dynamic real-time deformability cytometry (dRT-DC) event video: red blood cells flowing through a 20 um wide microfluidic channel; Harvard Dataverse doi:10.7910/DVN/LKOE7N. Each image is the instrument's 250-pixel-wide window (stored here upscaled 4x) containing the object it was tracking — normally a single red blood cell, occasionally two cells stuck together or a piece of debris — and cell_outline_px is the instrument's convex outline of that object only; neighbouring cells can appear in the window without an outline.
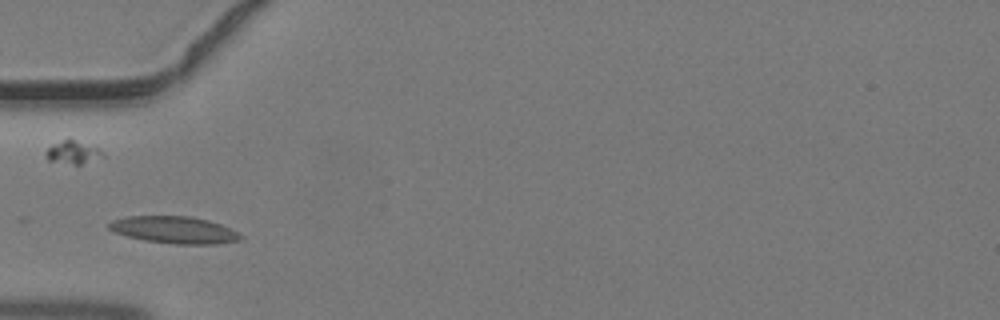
{"species": "common noctule bat (a hibernating species)", "species_latin": "Nyctalus noctula", "temperature_condition": "warm", "stored_images_in_passage": 24, "camera_frame_rate_fps": 3000, "um_per_image_px": 0.085, "animal": {"sex": "male", "body_mass_g": 19.2, "forearm_length_mm": 51.8}, "frame": {"image": 1, "passage_image": 2, "time_ms": 0.333, "image_size_px": [1000, 320], "cell_outline_px": [[244, 236], [240, 240], [216, 244], [176, 244], [144, 240], [128, 236], [116, 232], [108, 228], [108, 224], [112, 220], [128, 216], [188, 216], [208, 220], [220, 224]], "centroid_in_image_um": [14.81, 19.54], "position_along_channel_um": 70.2, "area_um2": 20.52}}
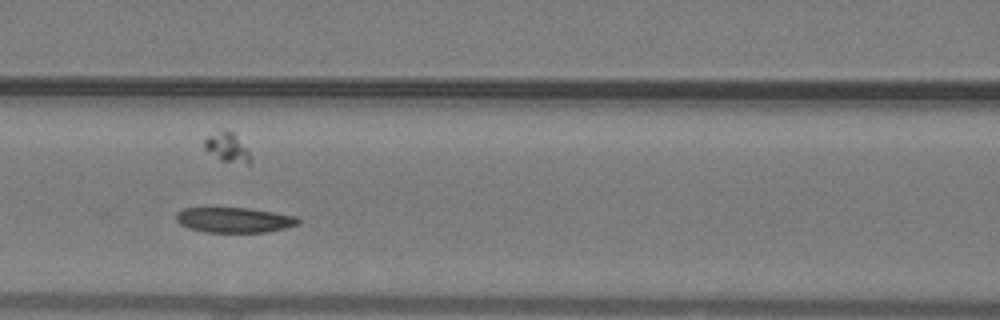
{"frame": {"image": 2, "passage_image": 7, "time_ms": 2.0, "image_size_px": [1000, 320], "cell_outline_px": [[300, 220], [296, 224], [284, 228], [268, 232], [204, 232], [188, 228], [180, 224], [176, 220], [176, 212], [184, 208], [248, 208], [296, 216]], "centroid_in_image_um": [19.87, 18.7], "position_along_channel_um": 146.7, "area_um2": 17.8}}
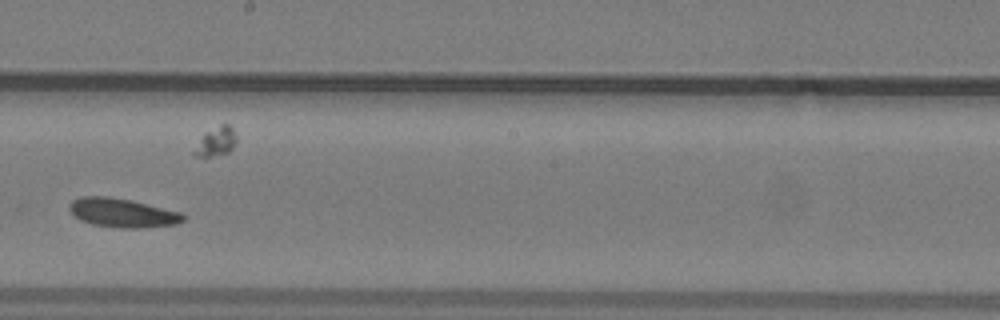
{"frame": {"image": 3, "passage_image": 13, "time_ms": 4.0, "image_size_px": [1000, 320], "cell_outline_px": [[188, 216], [184, 220], [176, 224], [144, 228], [120, 228], [92, 224], [80, 220], [68, 208], [68, 204], [72, 200], [80, 196], [108, 196], [128, 200], [180, 212]], "centroid_in_image_um": [10.39, 18.1], "position_along_channel_um": 237.8, "area_um2": 19.13}}